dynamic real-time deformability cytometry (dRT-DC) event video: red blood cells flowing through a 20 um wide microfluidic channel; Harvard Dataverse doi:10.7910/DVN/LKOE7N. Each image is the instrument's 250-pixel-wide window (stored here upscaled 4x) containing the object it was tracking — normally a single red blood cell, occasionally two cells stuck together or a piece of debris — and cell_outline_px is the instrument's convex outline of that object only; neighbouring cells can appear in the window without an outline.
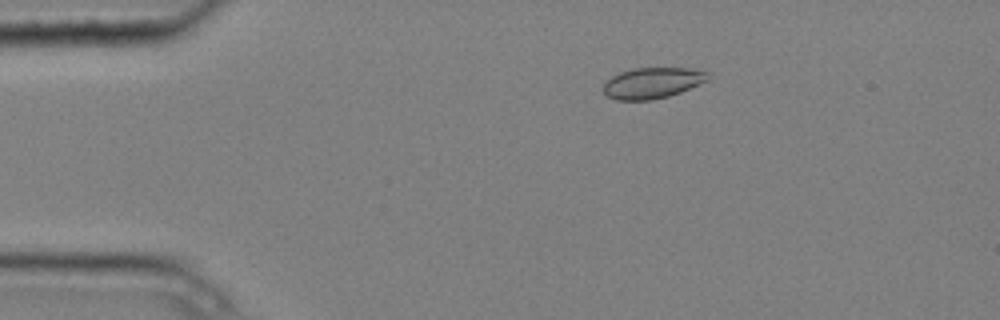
{"species": "common noctule bat (a hibernating species)", "species_latin": "Nyctalus noctula", "temperature_condition": "cold", "stored_images_in_passage": 5, "camera_frame_rate_fps": 3000, "um_per_image_px": 0.085, "animal": {"sex": "male", "body_mass_g": 20.4}, "frame": {"image": 1, "passage_image": 3, "time_ms": 0.667, "image_size_px": [1000, 320], "cell_outline_px": [[708, 80], [680, 92], [668, 96], [652, 100], [616, 100], [608, 96], [600, 88], [612, 76], [620, 72], [632, 68], [692, 68], [708, 72]], "centroid_in_image_um": [55.42, 7.05], "position_along_channel_um": 29.6, "area_um2": 18.84}}
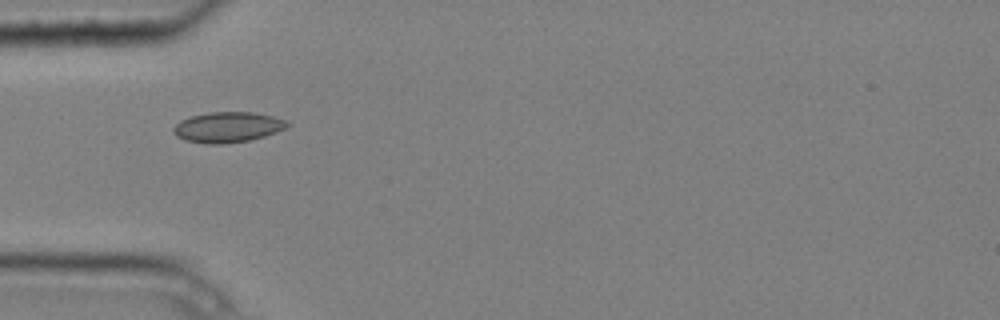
{"frame": {"image": 2, "passage_image": 5, "time_ms": 1.333, "image_size_px": [1000, 320], "cell_outline_px": [[292, 124], [276, 132], [264, 136], [248, 140], [220, 144], [204, 144], [184, 140], [176, 136], [172, 132], [172, 128], [180, 120], [192, 116], [208, 112], [252, 112], [272, 116], [288, 120]], "centroid_in_image_um": [19.33, 10.81], "position_along_channel_um": 65.7, "area_um2": 20.29}}